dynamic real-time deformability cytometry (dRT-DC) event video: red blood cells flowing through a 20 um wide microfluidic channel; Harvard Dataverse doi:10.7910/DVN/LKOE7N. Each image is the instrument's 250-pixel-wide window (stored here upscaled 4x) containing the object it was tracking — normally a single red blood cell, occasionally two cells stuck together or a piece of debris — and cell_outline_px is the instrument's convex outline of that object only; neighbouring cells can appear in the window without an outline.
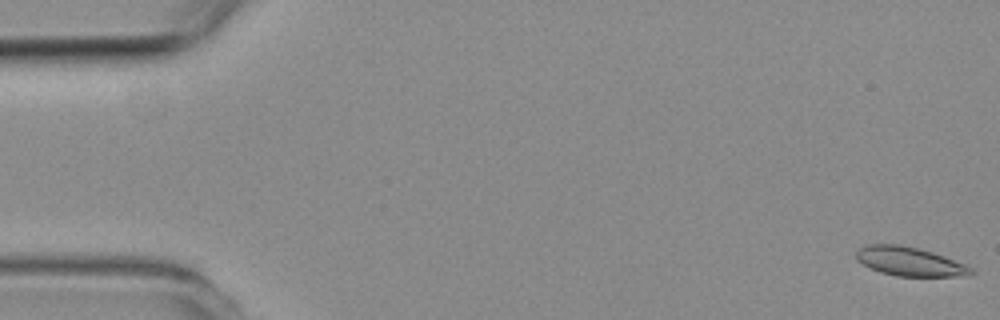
{"species": "common noctule bat (a hibernating species)", "species_latin": "Nyctalus noctula", "temperature_condition": "room temperature", "stored_images_in_passage": 4, "camera_frame_rate_fps": 3000, "um_per_image_px": 0.085, "animal": {"sex": "female", "body_mass_g": 19.3, "forearm_length_mm": 54.1}, "frame": {"image": 1, "passage_image": 1, "time_ms": 0.0, "image_size_px": [1000, 320], "cell_outline_px": [[976, 272], [972, 276], [896, 276], [880, 272], [856, 260], [856, 252], [860, 248], [868, 244], [900, 244], [932, 252], [944, 256], [964, 264], [972, 268]], "centroid_in_image_um": [77.35, 22.23], "position_along_channel_um": 7.7, "area_um2": 19.31}}
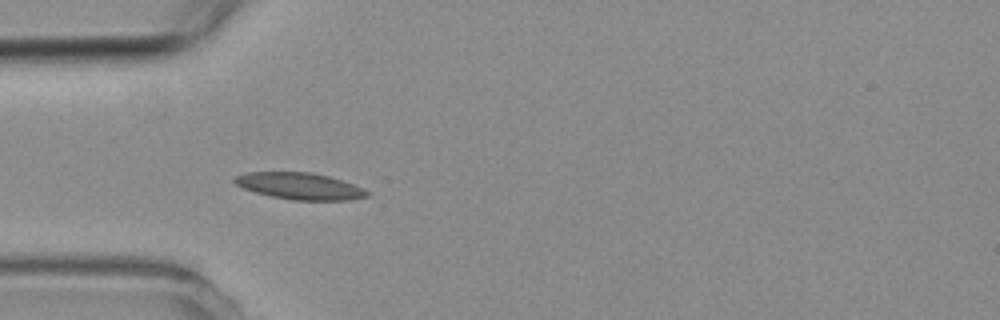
{"frame": {"image": 2, "passage_image": 4, "time_ms": 5.0, "image_size_px": [1000, 320], "cell_outline_px": [[372, 192], [368, 196], [352, 200], [292, 200], [272, 196], [256, 192], [244, 188], [236, 184], [232, 180], [236, 176], [248, 172], [312, 172], [328, 176], [364, 188]], "centroid_in_image_um": [25.52, 15.82], "position_along_channel_um": 59.5, "area_um2": 20.52}}